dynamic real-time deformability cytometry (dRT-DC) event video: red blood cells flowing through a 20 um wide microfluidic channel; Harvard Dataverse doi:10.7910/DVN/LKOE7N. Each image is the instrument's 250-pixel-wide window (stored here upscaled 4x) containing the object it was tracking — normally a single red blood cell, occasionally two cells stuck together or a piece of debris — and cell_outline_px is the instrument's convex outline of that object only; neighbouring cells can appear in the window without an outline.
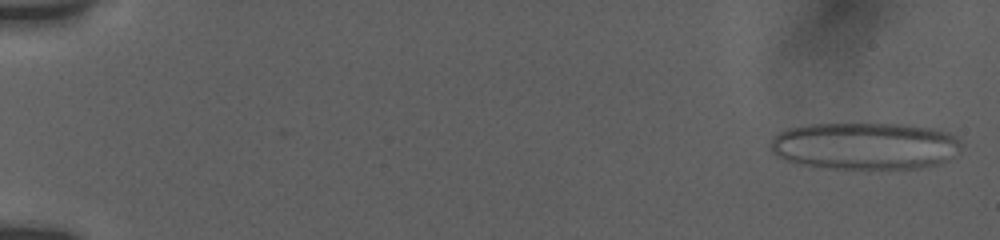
{"species": "human", "species_latin": "Homo sapiens", "temperature_condition": "room temperature", "stored_images_in_passage": 36, "camera_frame_rate_fps": 3000, "um_per_image_px": 0.085, "donor": {"sex": "female"}, "frame": {"image": 1, "passage_image": 1, "time_ms": 0.0, "image_size_px": [1000, 240], "cell_outline_px": [[960, 148], [944, 160], [936, 164], [920, 168], [868, 172], [828, 168], [796, 164], [772, 152], [772, 140], [780, 132], [788, 128], [812, 124], [908, 124], [948, 132], [960, 144]], "centroid_in_image_um": [73.49, 12.45], "position_along_channel_um": 11.5, "area_um2": 52.94}}
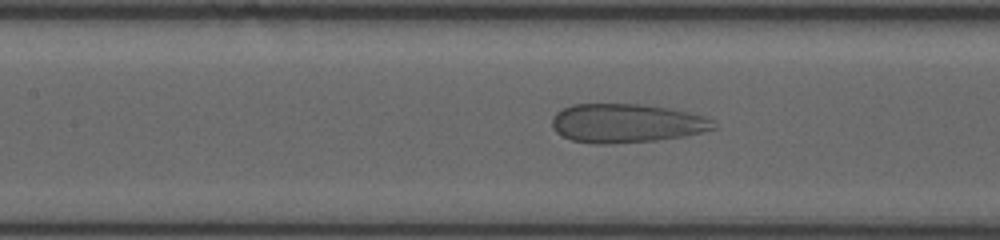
{"frame": {"image": 2, "passage_image": 19, "time_ms": 8.333, "image_size_px": [1000, 240], "cell_outline_px": [[716, 128], [684, 136], [656, 140], [608, 144], [596, 144], [572, 140], [556, 132], [552, 128], [552, 120], [556, 112], [572, 104], [640, 104], [672, 108], [704, 116], [716, 120]], "centroid_in_image_um": [53.27, 10.47], "position_along_channel_um": 154.1, "area_um2": 36.7}}
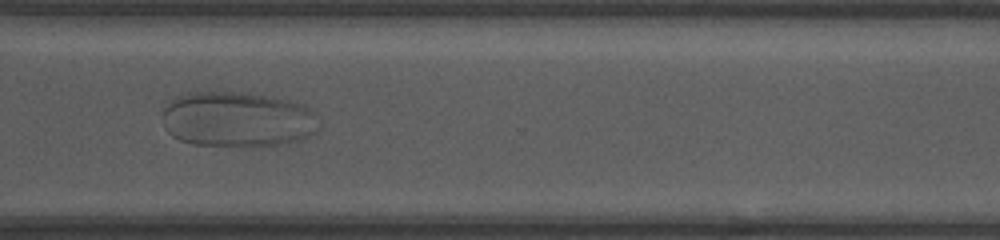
{"frame": {"image": 3, "passage_image": 35, "time_ms": 13.667, "image_size_px": [1000, 240], "cell_outline_px": [[320, 128], [316, 132], [304, 140], [280, 144], [248, 148], [244, 148], [192, 144], [180, 140], [172, 136], [164, 128], [164, 108], [176, 96], [188, 92], [244, 92], [272, 96], [304, 104], [316, 112]], "centroid_in_image_um": [20.25, 10.17], "position_along_channel_um": 350.4, "area_um2": 51.79}}